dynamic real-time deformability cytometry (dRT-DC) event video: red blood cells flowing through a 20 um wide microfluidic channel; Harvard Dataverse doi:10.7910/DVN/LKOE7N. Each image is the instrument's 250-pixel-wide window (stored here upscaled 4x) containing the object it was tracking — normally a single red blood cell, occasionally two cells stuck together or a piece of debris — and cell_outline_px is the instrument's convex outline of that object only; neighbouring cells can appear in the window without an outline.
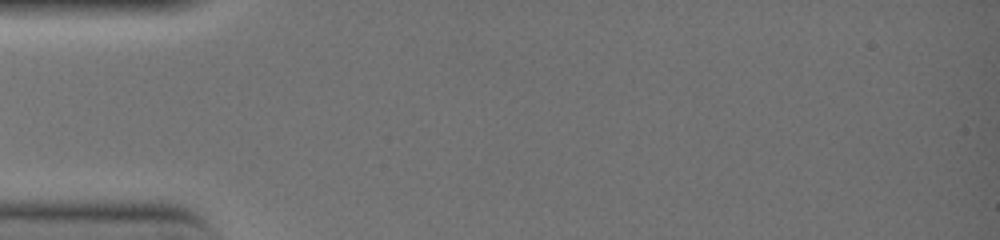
{"species": "common noctule bat (a hibernating species)", "species_latin": "Nyctalus noctula", "temperature_condition": "warm", "stored_images_in_passage": 2, "camera_frame_rate_fps": 3000, "um_per_image_px": 0.085, "animal": {"sex": "female", "body_mass_g": 19.0, "forearm_length_mm": 51.5}, "frame": {"image": 1, "passage_image": 1, "time_ms": 0.0, "image_size_px": [1000, 240], "cell_outline_px": [[144, 164], [132, 168], [36, 168], [20, 164], [12, 160], [16, 156], [120, 156], [144, 160]], "centroid_in_image_um": [6.69, 13.76], "position_along_channel_um": 78.3, "area_um2": 10.29}}